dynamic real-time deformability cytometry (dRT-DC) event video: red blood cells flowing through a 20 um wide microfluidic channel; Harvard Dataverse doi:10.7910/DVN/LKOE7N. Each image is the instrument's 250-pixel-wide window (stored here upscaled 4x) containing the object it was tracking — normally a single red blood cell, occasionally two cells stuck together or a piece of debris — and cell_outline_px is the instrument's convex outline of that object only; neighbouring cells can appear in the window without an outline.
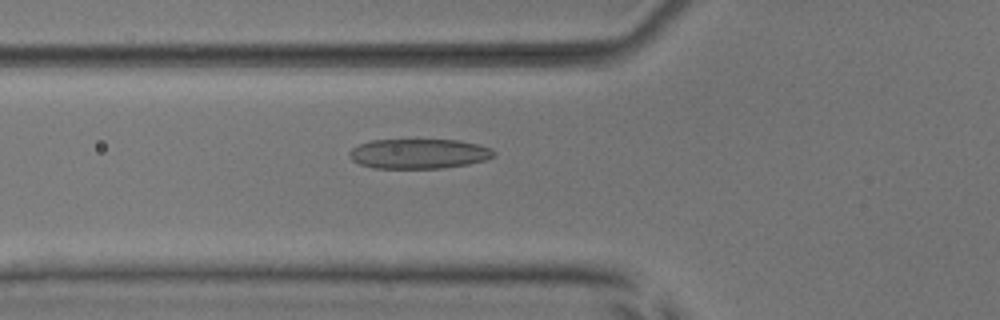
{"species": "common noctule bat (a hibernating species)", "species_latin": "Nyctalus noctula", "temperature_condition": "room temperature", "stored_images_in_passage": 54, "camera_frame_rate_fps": 3000, "um_per_image_px": 0.085, "animal": {"sex": "male", "body_mass_g": 17.9, "forearm_length_mm": 54.2}, "frame": {"image": 1, "passage_image": 20, "time_ms": 6.333, "image_size_px": [1000, 320], "cell_outline_px": [[496, 156], [484, 160], [468, 164], [444, 168], [372, 168], [360, 164], [352, 160], [348, 156], [348, 152], [352, 148], [360, 144], [372, 140], [460, 140], [492, 148], [496, 152]], "centroid_in_image_um": [35.61, 13.07], "position_along_channel_um": 90.2, "area_um2": 25.2}}
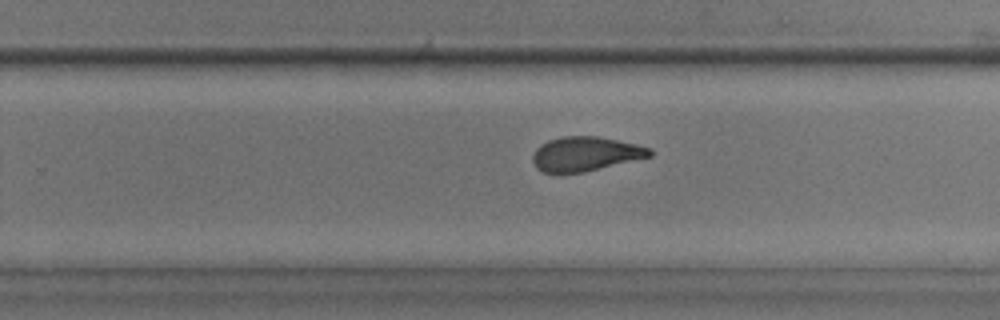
{"frame": {"image": 2, "passage_image": 35, "time_ms": 11.333, "image_size_px": [1000, 320], "cell_outline_px": [[652, 156], [584, 172], [556, 176], [544, 172], [536, 168], [532, 160], [532, 156], [536, 148], [540, 144], [548, 140], [564, 136], [596, 136], [636, 144], [652, 148]], "centroid_in_image_um": [49.71, 13.11], "position_along_channel_um": 280.1, "area_um2": 23.87}}
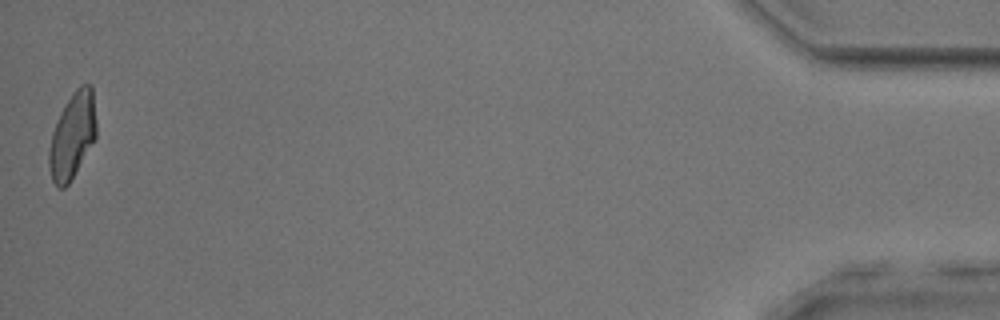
{"frame": {"image": 3, "passage_image": 54, "time_ms": 17.667, "image_size_px": [1000, 320], "cell_outline_px": [[96, 140], [68, 184], [64, 188], [56, 188], [52, 180], [48, 164], [48, 152], [52, 132], [56, 120], [64, 104], [72, 92], [80, 84], [92, 84], [96, 120]], "centroid_in_image_um": [6.15, 11.51], "position_along_channel_um": 429.0, "area_um2": 24.1}, "authors_computed_cell_mechanics": {"area_um2": 24.6228, "velocity_mm_per_s": 3.8098, "shape_relaxation_time_tau1_ms": 10.0657, "shape_relaxation_time_tau2_ms": 2.1458, "deformation_change_tau1": 0.2593, "deformation_change_tau2": 0.0989}}